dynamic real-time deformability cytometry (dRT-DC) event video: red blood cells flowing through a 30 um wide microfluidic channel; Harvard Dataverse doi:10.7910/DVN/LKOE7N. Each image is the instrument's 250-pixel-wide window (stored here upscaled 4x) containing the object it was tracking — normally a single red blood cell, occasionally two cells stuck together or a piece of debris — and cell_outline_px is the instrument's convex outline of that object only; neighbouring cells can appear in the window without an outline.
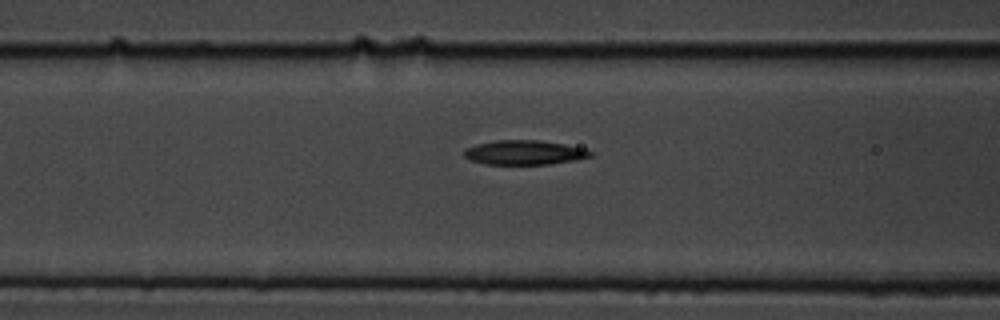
{"species": "common noctule bat (a hibernating species)", "species_latin": "Nyctalus noctula", "temperature_condition": "cold", "stored_images_in_passage": 16, "camera_frame_rate_fps": 3000, "um_per_image_px": 0.085, "animal": {"sex": "male", "body_mass_g": 19.5, "forearm_length_mm": 54.6}, "frame": {"image": 1, "passage_image": 7, "time_ms": 2.0, "image_size_px": [1000, 320], "cell_outline_px": [[592, 156], [576, 160], [548, 164], [484, 164], [468, 160], [464, 156], [464, 148], [476, 144], [496, 140], [540, 140], [564, 144], [584, 148], [592, 152]], "centroid_in_image_um": [44.53, 12.96], "position_along_channel_um": 122.1, "area_um2": 18.09}}
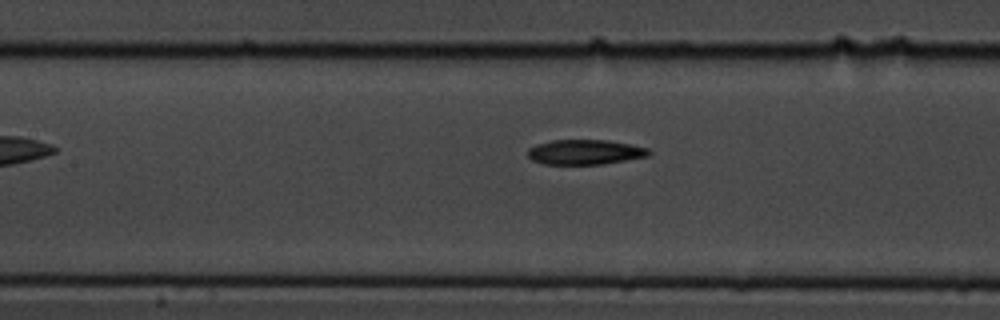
{"frame": {"image": 2, "passage_image": 10, "time_ms": 3.0, "image_size_px": [1000, 320], "cell_outline_px": [[652, 152], [648, 156], [604, 164], [544, 164], [532, 160], [528, 156], [528, 148], [536, 144], [552, 140], [608, 140], [648, 148]], "centroid_in_image_um": [49.71, 12.93], "position_along_channel_um": 157.7, "area_um2": 17.57}}
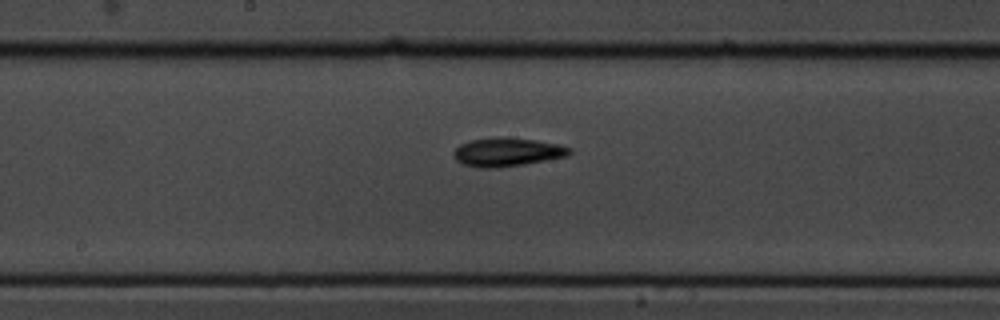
{"frame": {"image": 3, "passage_image": 14, "time_ms": 4.333, "image_size_px": [1000, 320], "cell_outline_px": [[572, 152], [564, 156], [524, 164], [496, 168], [480, 168], [464, 164], [456, 160], [452, 156], [452, 152], [460, 144], [472, 140], [496, 136], [508, 136], [536, 140], [560, 144], [572, 148]], "centroid_in_image_um": [43.08, 12.9], "position_along_channel_um": 205.1, "area_um2": 19.48}}